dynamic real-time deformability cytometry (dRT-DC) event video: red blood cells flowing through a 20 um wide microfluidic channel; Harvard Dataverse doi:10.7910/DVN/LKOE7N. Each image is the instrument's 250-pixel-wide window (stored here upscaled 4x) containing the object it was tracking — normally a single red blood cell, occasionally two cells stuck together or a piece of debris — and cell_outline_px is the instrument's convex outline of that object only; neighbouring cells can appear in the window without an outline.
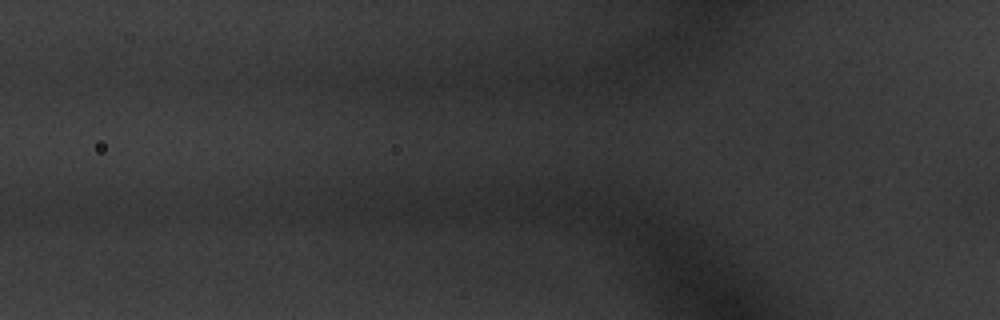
{"species": "common noctule bat (a hibernating species)", "species_latin": "Nyctalus noctula", "temperature_condition": "warm", "stored_images_in_passage": 2, "camera_frame_rate_fps": 3000, "um_per_image_px": 0.085, "animal": {"sex": "male", "body_mass_g": 20.1, "forearm_length_mm": 53.5}, "frame": {"image": 1, "passage_image": 2, "time_ms": 0.333, "image_size_px": [1000, 320], "cell_outline_px": [[756, 280], [736, 288], [732, 288], [696, 264], [696, 256], [712, 248], [728, 244], [732, 248], [752, 272]], "centroid_in_image_um": [61.69, 22.62], "position_along_channel_um": 64.1, "area_um2": 10.92}}